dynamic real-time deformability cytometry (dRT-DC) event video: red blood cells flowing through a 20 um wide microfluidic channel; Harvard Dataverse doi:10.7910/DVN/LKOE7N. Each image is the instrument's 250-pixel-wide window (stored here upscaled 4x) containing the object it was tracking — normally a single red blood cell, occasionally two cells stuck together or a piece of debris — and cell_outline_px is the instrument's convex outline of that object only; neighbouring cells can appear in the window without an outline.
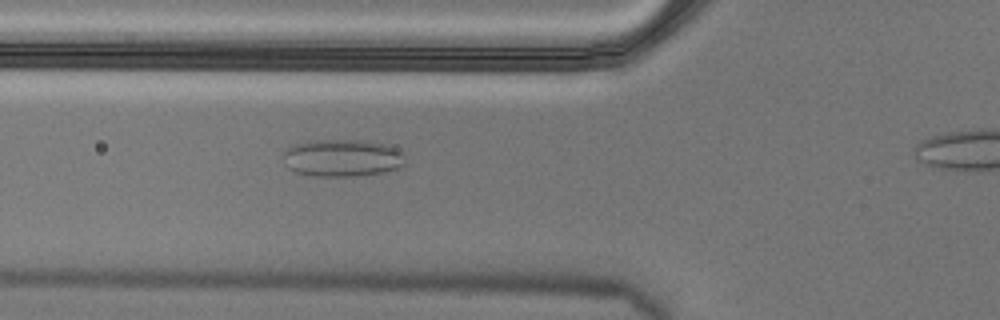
{"species": "Egyptian fruit bat (a non-hibernating species)", "species_latin": "Rousettus aegyptiacus", "temperature_condition": "cold", "stored_images_in_passage": 5, "camera_frame_rate_fps": 3000, "um_per_image_px": 0.085, "animal": {"sex": "male"}, "frame": {"image": 1, "passage_image": 5, "time_ms": 1.333, "image_size_px": [1000, 320], "cell_outline_px": [[404, 164], [400, 168], [384, 172], [356, 176], [316, 176], [296, 172], [288, 168], [284, 156], [284, 152], [292, 144], [308, 140], [372, 140], [388, 144], [404, 152]], "centroid_in_image_um": [29.14, 13.4], "position_along_channel_um": 96.7, "area_um2": 26.93}}